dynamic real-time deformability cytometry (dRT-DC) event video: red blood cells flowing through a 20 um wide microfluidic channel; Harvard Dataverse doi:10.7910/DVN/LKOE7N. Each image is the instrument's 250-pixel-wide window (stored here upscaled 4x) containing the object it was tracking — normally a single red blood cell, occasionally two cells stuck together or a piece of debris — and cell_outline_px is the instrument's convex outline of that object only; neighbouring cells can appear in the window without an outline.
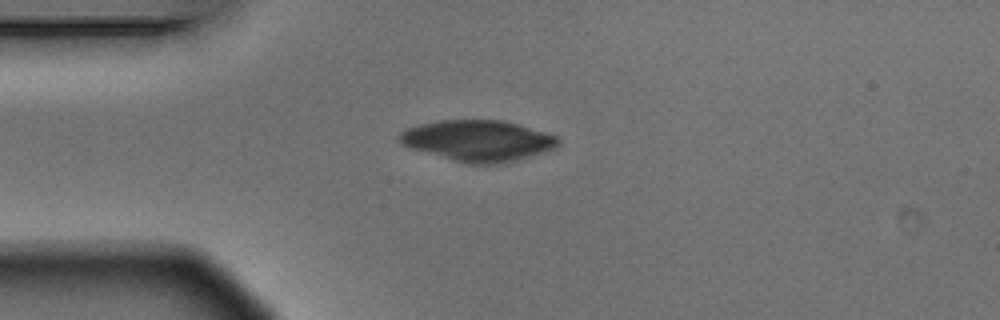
{"species": "Egyptian fruit bat (a non-hibernating species)", "species_latin": "Rousettus aegyptiacus", "temperature_condition": "warm", "stored_images_in_passage": 3, "camera_frame_rate_fps": 3000, "um_per_image_px": 0.085, "animal": {"sex": "male"}, "frame": {"image": 1, "passage_image": 3, "time_ms": 0.667, "image_size_px": [1000, 320], "cell_outline_px": [[560, 140], [556, 148], [516, 160], [492, 164], [464, 164], [412, 148], [400, 144], [396, 140], [396, 136], [400, 132], [408, 128], [420, 124], [440, 120], [504, 120], [520, 124], [556, 136]], "centroid_in_image_um": [40.59, 11.95], "position_along_channel_um": 44.4, "area_um2": 37.97}}